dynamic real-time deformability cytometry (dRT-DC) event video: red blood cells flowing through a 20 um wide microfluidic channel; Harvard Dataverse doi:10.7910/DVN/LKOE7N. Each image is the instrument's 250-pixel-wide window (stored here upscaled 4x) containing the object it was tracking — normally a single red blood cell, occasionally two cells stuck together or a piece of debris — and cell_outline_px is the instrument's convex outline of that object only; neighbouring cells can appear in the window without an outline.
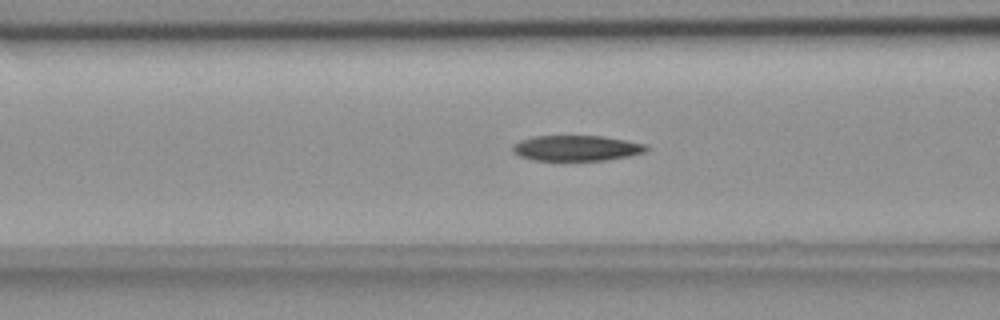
{"species": "common noctule bat (a hibernating species)", "species_latin": "Nyctalus noctula", "temperature_condition": "room temperature", "stored_images_in_passage": 48, "camera_frame_rate_fps": 3000, "um_per_image_px": 0.085, "animal": {"sex": "female", "body_mass_g": 18.4}, "frame": {"image": 1, "passage_image": 20, "time_ms": 6.333, "image_size_px": [1000, 320], "cell_outline_px": [[648, 148], [644, 152], [628, 156], [604, 160], [532, 160], [520, 156], [512, 152], [512, 148], [520, 140], [536, 136], [604, 136], [648, 144]], "centroid_in_image_um": [49.02, 12.58], "position_along_channel_um": 117.6, "area_um2": 19.77}}
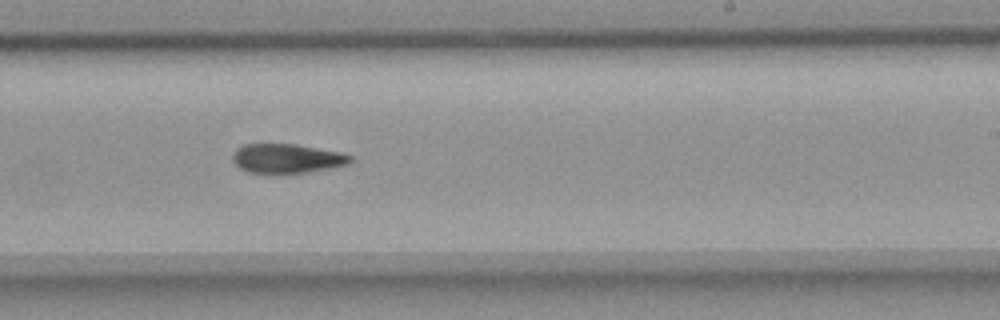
{"frame": {"image": 2, "passage_image": 32, "time_ms": 10.333, "image_size_px": [1000, 320], "cell_outline_px": [[352, 160], [348, 164], [308, 172], [248, 172], [240, 168], [232, 160], [232, 156], [244, 144], [296, 144], [340, 152], [352, 156]], "centroid_in_image_um": [24.41, 13.45], "position_along_channel_um": 264.6, "area_um2": 19.59}}
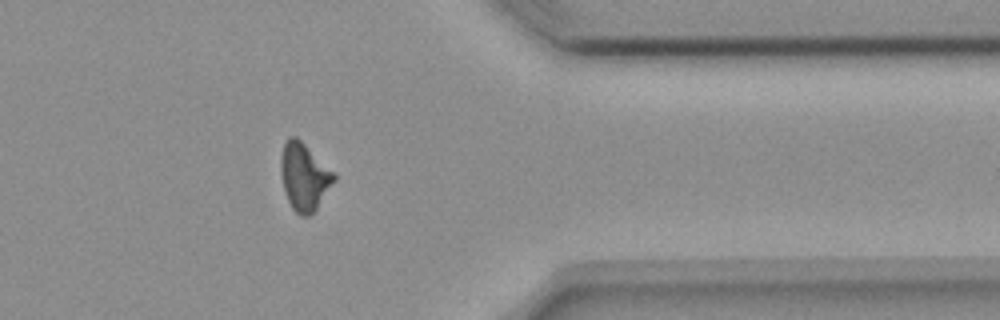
{"frame": {"image": 3, "passage_image": 43, "time_ms": 14.0, "image_size_px": [1000, 320], "cell_outline_px": [[336, 180], [316, 208], [308, 216], [300, 216], [292, 208], [288, 200], [284, 188], [280, 172], [280, 160], [284, 144], [288, 136], [296, 136], [336, 176]], "centroid_in_image_um": [25.83, 15.03], "position_along_channel_um": 385.6, "area_um2": 20.35}, "authors_computed_cell_mechanics": {"area_um2": 20.6057, "velocity_mm_per_s": 3.6905, "shape_relaxation_time_tau1_ms": 6.5871, "shape_relaxation_time_tau2_ms": 7.6695, "deformation_change_tau1": 0.1689, "deformation_change_tau2": 0.1687}}